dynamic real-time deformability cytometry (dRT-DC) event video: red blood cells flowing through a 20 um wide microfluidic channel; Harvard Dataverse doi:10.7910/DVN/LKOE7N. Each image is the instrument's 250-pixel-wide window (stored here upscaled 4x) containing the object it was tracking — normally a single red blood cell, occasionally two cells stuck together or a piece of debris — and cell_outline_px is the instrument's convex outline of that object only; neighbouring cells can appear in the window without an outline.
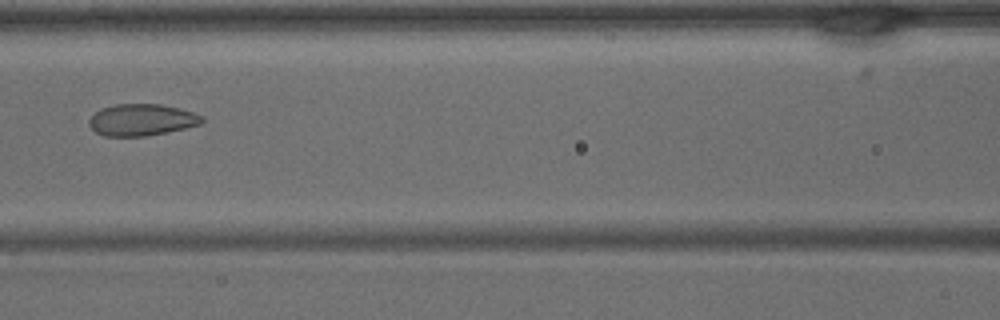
{"species": "common noctule bat (a hibernating species)", "species_latin": "Nyctalus noctula", "temperature_condition": "warm", "stored_images_in_passage": 28, "camera_frame_rate_fps": 3000, "um_per_image_px": 0.085, "animal": {"sex": "male", "body_mass_g": 15.6}, "frame": {"image": 1, "passage_image": 6, "time_ms": 1.667, "image_size_px": [1000, 320], "cell_outline_px": [[204, 120], [200, 124], [184, 128], [148, 136], [104, 136], [96, 132], [88, 124], [88, 120], [100, 108], [116, 104], [160, 104], [192, 112], [204, 116]], "centroid_in_image_um": [12.02, 10.19], "position_along_channel_um": 154.6, "area_um2": 20.75}}
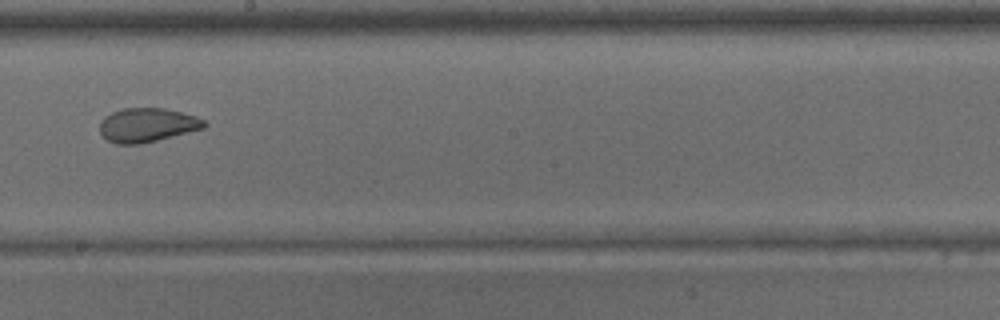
{"frame": {"image": 2, "passage_image": 11, "time_ms": 3.333, "image_size_px": [1000, 320], "cell_outline_px": [[208, 124], [204, 128], [140, 144], [116, 144], [108, 140], [100, 132], [100, 120], [104, 116], [112, 112], [124, 108], [164, 108], [196, 116], [204, 120]], "centroid_in_image_um": [12.5, 10.62], "position_along_channel_um": 235.7, "area_um2": 20.58}}
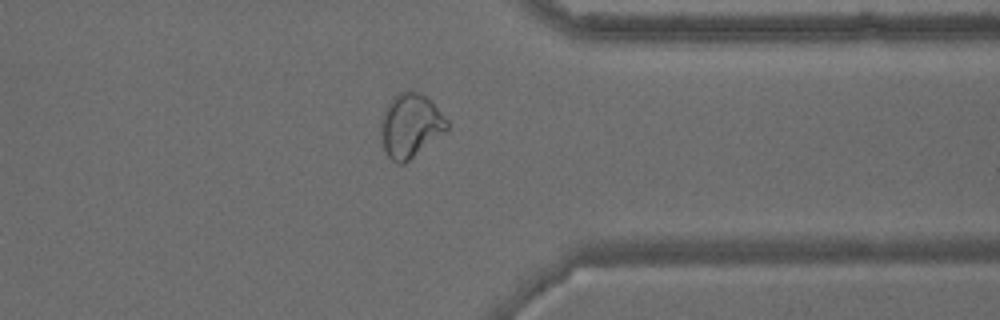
{"frame": {"image": 3, "passage_image": 20, "time_ms": 6.333, "image_size_px": [1000, 320], "cell_outline_px": [[448, 128], [444, 132], [404, 164], [396, 164], [388, 156], [384, 148], [380, 128], [380, 120], [392, 96], [400, 92], [420, 92], [448, 120]], "centroid_in_image_um": [34.85, 10.69], "position_along_channel_um": 376.5, "area_um2": 24.1}}